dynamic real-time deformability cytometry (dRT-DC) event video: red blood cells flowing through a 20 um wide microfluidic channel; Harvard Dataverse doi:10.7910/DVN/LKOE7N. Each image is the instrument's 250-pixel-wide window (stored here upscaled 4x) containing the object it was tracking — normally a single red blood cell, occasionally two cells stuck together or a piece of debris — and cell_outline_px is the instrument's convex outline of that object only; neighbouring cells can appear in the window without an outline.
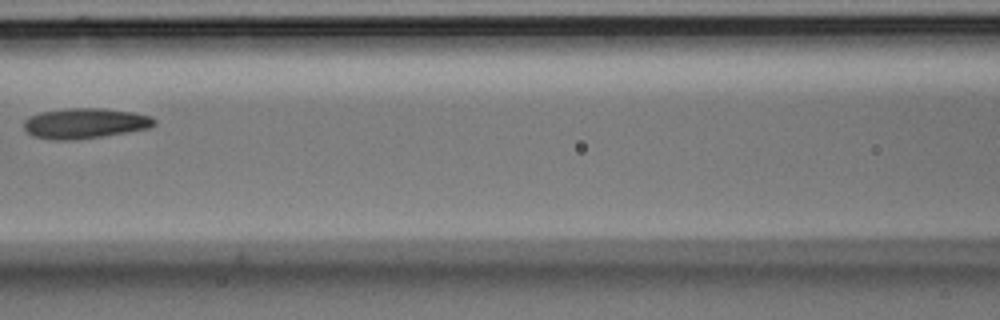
{"species": "Egyptian fruit bat (a non-hibernating species)", "species_latin": "Rousettus aegyptiacus", "temperature_condition": "room temperature", "stored_images_in_passage": 5, "camera_frame_rate_fps": 3000, "um_per_image_px": 0.085, "animal": {"sex": "male"}, "frame": {"image": 1, "passage_image": 5, "time_ms": 1.333, "image_size_px": [1000, 320], "cell_outline_px": [[156, 124], [148, 128], [100, 136], [72, 140], [52, 140], [32, 136], [24, 128], [24, 120], [28, 116], [40, 112], [68, 108], [104, 108], [132, 112], [152, 116], [156, 120]], "centroid_in_image_um": [7.19, 10.47], "position_along_channel_um": 159.4, "area_um2": 23.0}}